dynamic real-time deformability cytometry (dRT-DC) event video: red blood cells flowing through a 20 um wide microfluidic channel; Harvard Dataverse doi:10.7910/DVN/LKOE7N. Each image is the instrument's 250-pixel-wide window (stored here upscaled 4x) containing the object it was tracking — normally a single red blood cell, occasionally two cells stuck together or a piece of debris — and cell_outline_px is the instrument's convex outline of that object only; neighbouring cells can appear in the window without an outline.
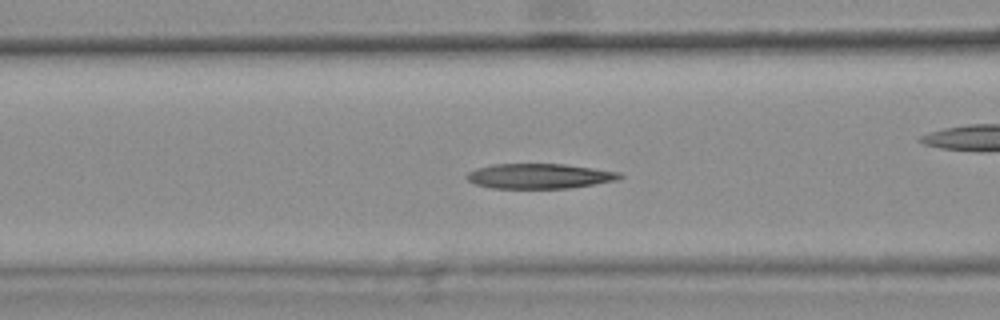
{"species": "common noctule bat (a hibernating species)", "species_latin": "Nyctalus noctula", "temperature_condition": "warm", "stored_images_in_passage": 45, "camera_frame_rate_fps": 3000, "um_per_image_px": 0.085, "animal": {"sex": "female", "body_mass_g": 25.1}, "frame": {"image": 1, "passage_image": 20, "time_ms": 6.333, "image_size_px": [1000, 320], "cell_outline_px": [[624, 176], [616, 180], [596, 184], [568, 188], [488, 188], [476, 184], [468, 180], [464, 176], [468, 172], [476, 168], [492, 164], [564, 164], [620, 172]], "centroid_in_image_um": [45.82, 14.97], "position_along_channel_um": 120.8, "area_um2": 22.31}, "authors_computed_cell_mechanics": {"area_um2": 23.409, "velocity_mm_per_s": 3.7796, "shape_relaxation_time_tau1_ms": null, "shape_relaxation_time_tau2_ms": 5.452, "deformation_change_tau1": null, "deformation_change_tau2": 0.1465}}